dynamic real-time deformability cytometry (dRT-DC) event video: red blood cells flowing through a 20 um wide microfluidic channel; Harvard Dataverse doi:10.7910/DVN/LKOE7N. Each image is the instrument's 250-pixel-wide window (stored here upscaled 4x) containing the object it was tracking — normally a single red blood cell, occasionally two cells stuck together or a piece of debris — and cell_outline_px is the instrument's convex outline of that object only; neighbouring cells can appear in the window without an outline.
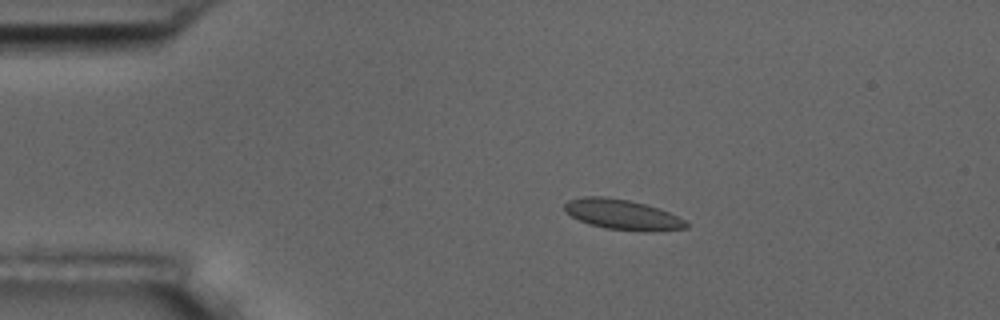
{"species": "common noctule bat (a hibernating species)", "species_latin": "Nyctalus noctula", "temperature_condition": "room temperature", "stored_images_in_passage": 4, "camera_frame_rate_fps": 3000, "um_per_image_px": 0.085, "animal": {"sex": "male", "body_mass_g": 17.5, "forearm_length_mm": 52.3}, "frame": {"image": 1, "passage_image": 2, "time_ms": 1.333, "image_size_px": [1000, 320], "cell_outline_px": [[688, 228], [648, 232], [604, 228], [588, 224], [564, 212], [564, 204], [568, 200], [584, 196], [604, 196], [628, 200], [660, 208], [684, 220], [688, 224]], "centroid_in_image_um": [52.88, 18.24], "position_along_channel_um": 32.1, "area_um2": 21.44}}